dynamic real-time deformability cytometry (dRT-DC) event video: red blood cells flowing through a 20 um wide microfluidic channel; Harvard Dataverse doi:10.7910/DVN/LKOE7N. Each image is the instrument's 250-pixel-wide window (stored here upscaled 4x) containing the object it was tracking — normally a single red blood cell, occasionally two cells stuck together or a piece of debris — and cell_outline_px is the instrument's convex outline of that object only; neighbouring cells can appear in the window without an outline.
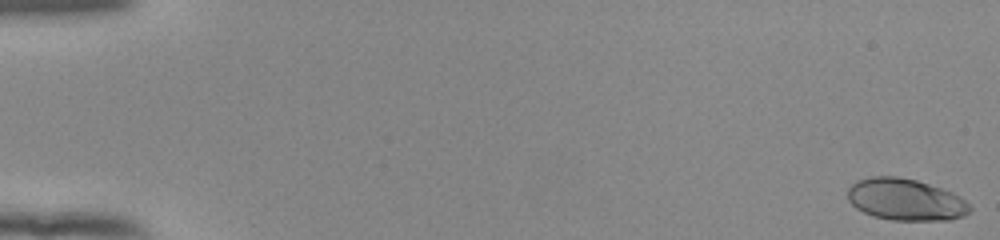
{"species": "human", "species_latin": "Homo sapiens", "temperature_condition": "room temperature", "stored_images_in_passage": 54, "camera_frame_rate_fps": 3000, "um_per_image_px": 0.085, "donor": {"sex": "female"}, "frame": {"image": 1, "passage_image": 1, "time_ms": 0.0, "image_size_px": [1000, 240], "cell_outline_px": [[972, 212], [964, 216], [948, 220], [892, 220], [872, 216], [856, 208], [848, 200], [848, 188], [856, 180], [872, 176], [896, 176], [916, 180], [952, 192], [960, 196], [972, 208]], "centroid_in_image_um": [76.97, 16.97], "position_along_channel_um": 8.0, "area_um2": 29.82}}
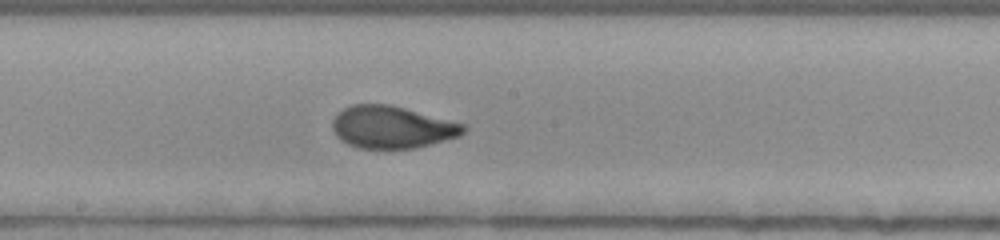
{"frame": {"image": 2, "passage_image": 31, "time_ms": 10.0, "image_size_px": [1000, 240], "cell_outline_px": [[468, 128], [460, 136], [416, 148], [360, 148], [348, 144], [340, 140], [336, 136], [332, 128], [332, 120], [344, 108], [352, 104], [388, 104], [468, 124]], "centroid_in_image_um": [33.35, 10.81], "position_along_channel_um": 214.8, "area_um2": 32.37}}
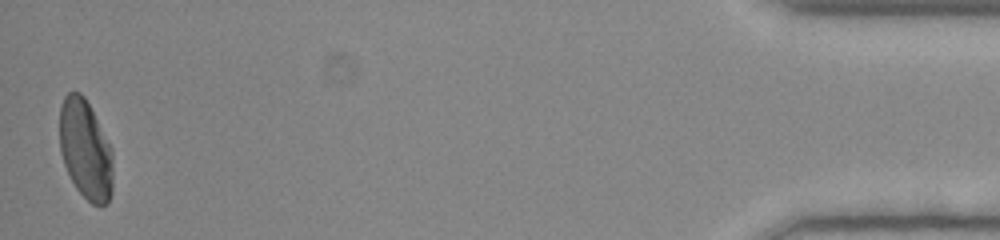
{"frame": {"image": 3, "passage_image": 54, "time_ms": 17.667, "image_size_px": [1000, 240], "cell_outline_px": [[112, 192], [108, 204], [92, 204], [76, 188], [64, 164], [60, 152], [60, 104], [64, 96], [68, 92], [80, 92], [84, 96], [112, 148]], "centroid_in_image_um": [7.26, 12.7], "position_along_channel_um": 427.9, "area_um2": 30.81}, "authors_computed_cell_mechanics": {"area_um2": 31.4143, "velocity_mm_per_s": 3.8726, "shape_relaxation_time_tau1_ms": 4.2962, "shape_relaxation_time_tau2_ms": null, "deformation_change_tau1": 0.1817, "deformation_change_tau2": null}}